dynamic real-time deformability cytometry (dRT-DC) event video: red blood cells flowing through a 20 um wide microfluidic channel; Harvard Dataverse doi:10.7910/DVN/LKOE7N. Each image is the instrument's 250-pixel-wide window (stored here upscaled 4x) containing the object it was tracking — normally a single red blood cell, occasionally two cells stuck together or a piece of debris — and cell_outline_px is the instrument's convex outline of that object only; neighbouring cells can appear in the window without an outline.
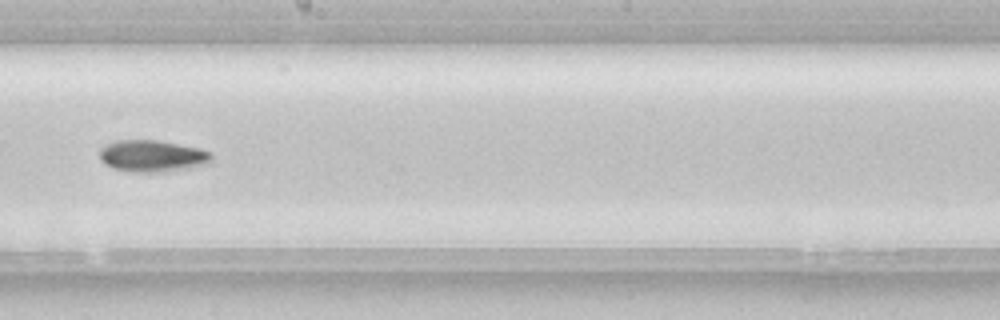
{"species": "common noctule bat (a hibernating species)", "species_latin": "Nyctalus noctula", "temperature_condition": "room temperature", "stored_images_in_passage": 42, "camera_frame_rate_fps": 3000, "um_per_image_px": 0.085, "animal": {"sex": "female", "body_mass_g": 22.7, "forearm_length_mm": 54.2}, "frame": {"image": 1, "passage_image": 24, "time_ms": 7.667, "image_size_px": [1000, 320], "cell_outline_px": [[212, 160], [208, 164], [188, 168], [152, 172], [132, 172], [112, 168], [104, 164], [100, 160], [100, 148], [116, 140], [156, 140], [196, 148], [212, 152]], "centroid_in_image_um": [12.91, 13.26], "position_along_channel_um": 235.3, "area_um2": 20.52}}